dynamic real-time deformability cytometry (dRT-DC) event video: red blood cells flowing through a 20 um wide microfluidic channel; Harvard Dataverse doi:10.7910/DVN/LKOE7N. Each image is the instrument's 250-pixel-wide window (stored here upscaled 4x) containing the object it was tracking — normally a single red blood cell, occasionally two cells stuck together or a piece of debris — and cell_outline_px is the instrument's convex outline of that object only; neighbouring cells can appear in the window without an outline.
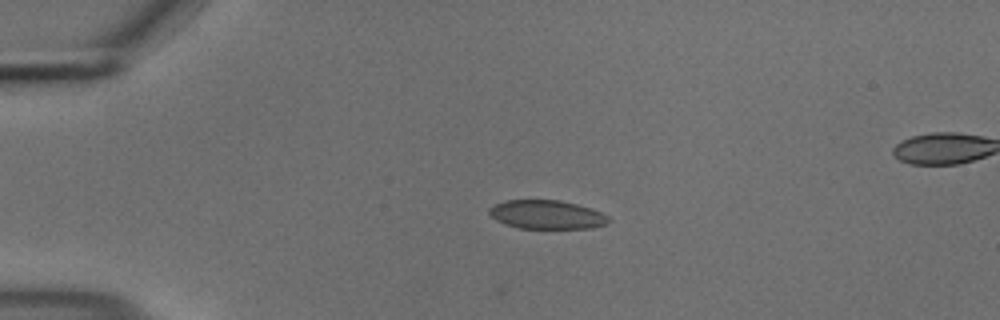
{"species": "common noctule bat (a hibernating species)", "species_latin": "Nyctalus noctula", "temperature_condition": "cold", "stored_images_in_passage": 35, "camera_frame_rate_fps": 3000, "um_per_image_px": 0.085, "animal": {"sex": "male", "body_mass_g": 18.8}, "frame": {"image": 1, "passage_image": 1, "time_ms": 0.0, "image_size_px": [1000, 320], "cell_outline_px": [[612, 220], [604, 224], [592, 228], [520, 228], [504, 224], [496, 220], [488, 212], [488, 208], [504, 200], [560, 200], [592, 208], [608, 216]], "centroid_in_image_um": [46.47, 18.24], "position_along_channel_um": 38.5, "area_um2": 20.0}}
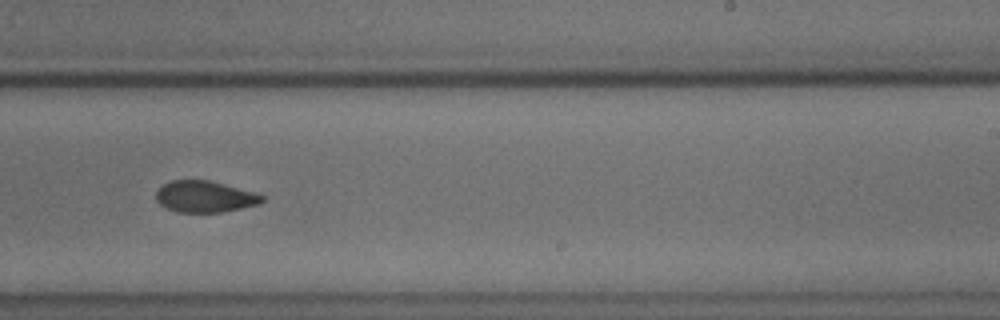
{"frame": {"image": 2, "passage_image": 23, "time_ms": 7.333, "image_size_px": [1000, 320], "cell_outline_px": [[264, 200], [260, 204], [220, 212], [176, 212], [160, 204], [156, 200], [156, 192], [164, 184], [172, 180], [208, 180], [224, 184], [252, 192], [264, 196]], "centroid_in_image_um": [17.39, 16.71], "position_along_channel_um": 271.6, "area_um2": 19.13}}
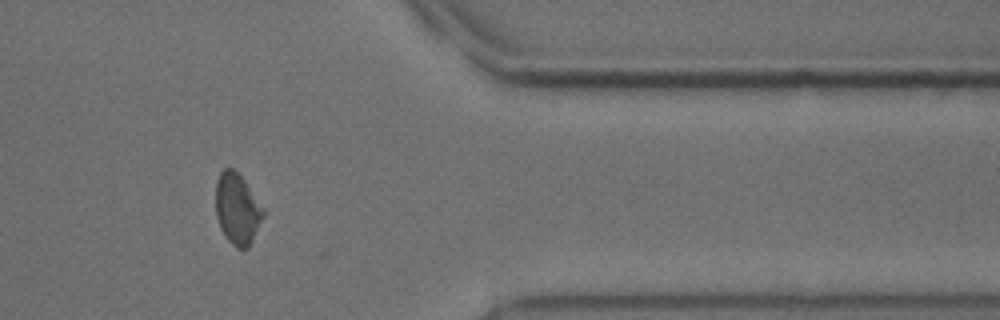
{"frame": {"image": 3, "passage_image": 34, "time_ms": 11.0, "image_size_px": [1000, 320], "cell_outline_px": [[264, 216], [248, 248], [236, 248], [228, 240], [220, 228], [216, 216], [216, 180], [220, 172], [224, 168], [232, 168], [244, 180], [264, 208]], "centroid_in_image_um": [20.16, 17.75], "position_along_channel_um": 391.2, "area_um2": 19.54}, "authors_computed_cell_mechanics": {"area_um2": 20.3456, "velocity_mm_per_s": 3.6935, "shape_relaxation_time_tau1_ms": 6.5581, "shape_relaxation_time_tau2_ms": 3.8773, "deformation_change_tau1": 0.1194, "deformation_change_tau2": 0.0596}}